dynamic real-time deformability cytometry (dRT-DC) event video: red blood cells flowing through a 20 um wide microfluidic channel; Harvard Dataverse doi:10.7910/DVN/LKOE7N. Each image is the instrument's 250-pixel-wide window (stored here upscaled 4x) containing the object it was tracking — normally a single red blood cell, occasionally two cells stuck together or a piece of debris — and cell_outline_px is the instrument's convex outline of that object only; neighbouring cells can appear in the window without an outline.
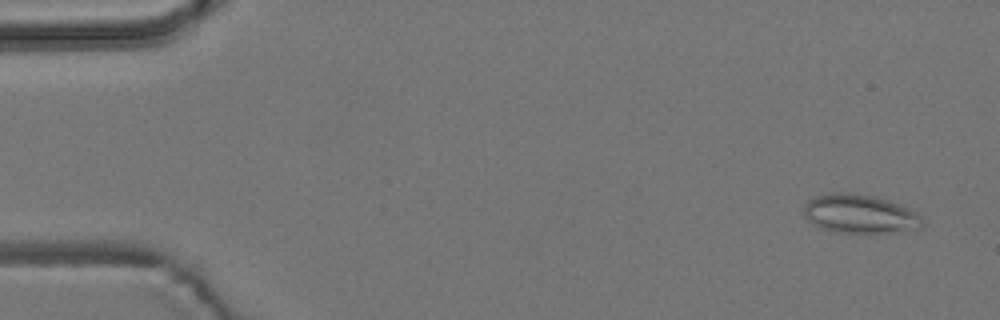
{"species": "common noctule bat (a hibernating species)", "species_latin": "Nyctalus noctula", "temperature_condition": "room temperature", "stored_images_in_passage": 4, "camera_frame_rate_fps": 3000, "um_per_image_px": 0.085, "animal": {"sex": "male", "body_mass_g": 19.2, "forearm_length_mm": 51.8}, "frame": {"image": 1, "passage_image": 1, "time_ms": 0.0, "image_size_px": [1000, 320], "cell_outline_px": [[920, 228], [904, 232], [836, 232], [820, 228], [812, 224], [804, 216], [804, 204], [808, 200], [816, 196], [832, 192], [840, 192], [876, 196], [900, 204], [916, 212], [920, 216]], "centroid_in_image_um": [73.05, 18.18], "position_along_channel_um": 11.9, "area_um2": 26.76}}